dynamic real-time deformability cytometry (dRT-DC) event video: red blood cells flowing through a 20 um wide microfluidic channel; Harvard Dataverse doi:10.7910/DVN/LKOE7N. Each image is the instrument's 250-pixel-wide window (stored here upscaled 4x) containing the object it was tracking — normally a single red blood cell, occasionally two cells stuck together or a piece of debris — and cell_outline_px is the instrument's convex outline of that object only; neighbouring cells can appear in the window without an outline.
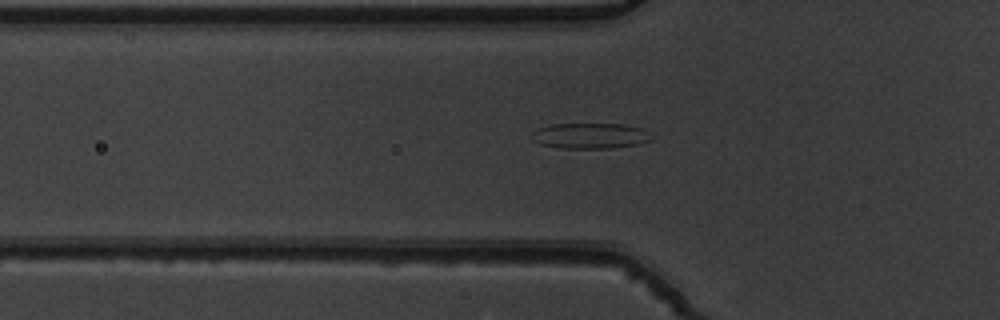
{"species": "common noctule bat (a hibernating species)", "species_latin": "Nyctalus noctula", "temperature_condition": "warm", "stored_images_in_passage": 49, "camera_frame_rate_fps": 3000, "um_per_image_px": 0.085, "animal": {"sex": "male", "body_mass_g": 19.5, "forearm_length_mm": 54.6}, "frame": {"image": 1, "passage_image": 17, "time_ms": 5.333, "image_size_px": [1000, 320], "cell_outline_px": [[652, 140], [636, 144], [608, 148], [564, 148], [540, 144], [532, 140], [528, 136], [532, 132], [540, 128], [552, 124], [624, 124], [644, 128]], "centroid_in_image_um": [50.12, 11.53], "position_along_channel_um": 75.7, "area_um2": 17.74}}
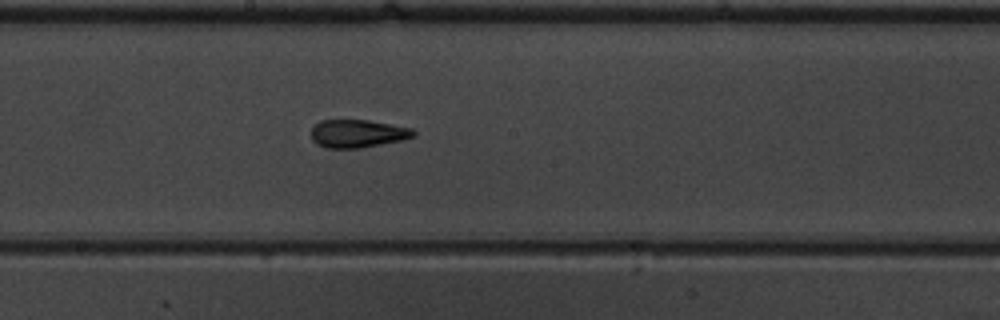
{"frame": {"image": 2, "passage_image": 28, "time_ms": 9.0, "image_size_px": [1000, 320], "cell_outline_px": [[416, 136], [400, 140], [360, 148], [324, 148], [316, 144], [312, 140], [312, 128], [320, 120], [368, 120], [412, 128], [416, 132]], "centroid_in_image_um": [30.38, 11.35], "position_along_channel_um": 217.8, "area_um2": 16.65}}
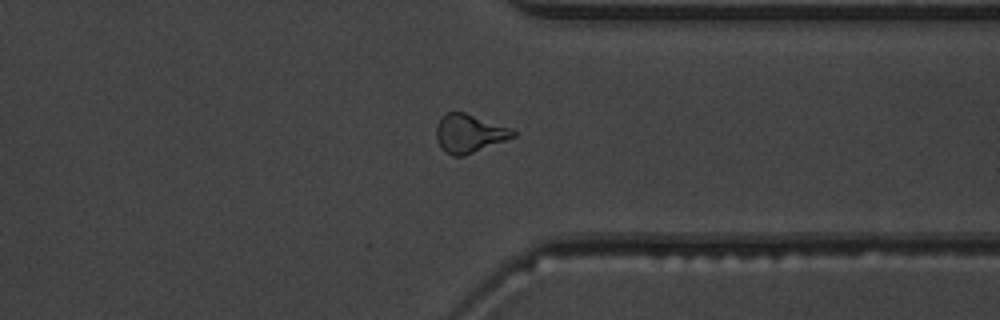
{"frame": {"image": 3, "passage_image": 40, "time_ms": 13.0, "image_size_px": [1000, 320], "cell_outline_px": [[516, 136], [464, 156], [452, 156], [444, 152], [436, 140], [436, 124], [440, 116], [448, 112], [464, 112], [512, 128], [516, 132]], "centroid_in_image_um": [39.86, 11.34], "position_along_channel_um": 371.5, "area_um2": 17.34}}